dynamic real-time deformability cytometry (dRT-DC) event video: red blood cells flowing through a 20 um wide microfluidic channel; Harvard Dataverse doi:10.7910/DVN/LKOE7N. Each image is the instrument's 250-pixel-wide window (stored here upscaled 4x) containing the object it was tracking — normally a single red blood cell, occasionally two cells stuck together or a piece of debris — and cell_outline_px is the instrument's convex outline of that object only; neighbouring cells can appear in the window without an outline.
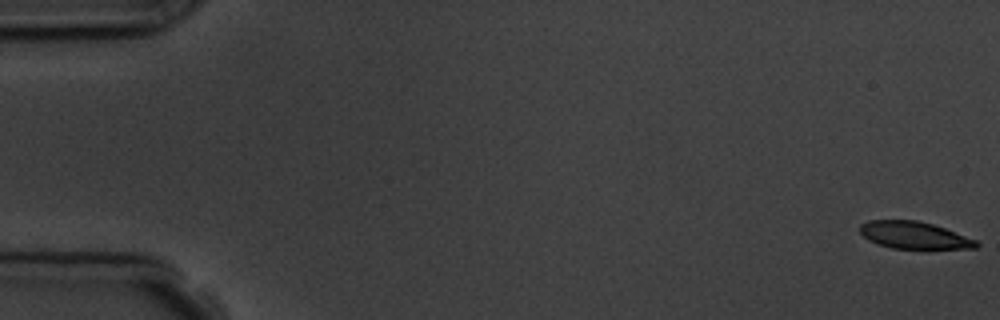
{"species": "common noctule bat (a hibernating species)", "species_latin": "Nyctalus noctula", "temperature_condition": "room temperature", "stored_images_in_passage": 2, "camera_frame_rate_fps": 3000, "um_per_image_px": 0.085, "animal": {"sex": "male", "body_mass_g": 19.5, "forearm_length_mm": 54.6}, "frame": {"image": 1, "passage_image": 2, "time_ms": 1.333, "image_size_px": [1000, 320], "cell_outline_px": [[980, 244], [976, 248], [892, 248], [876, 244], [868, 240], [860, 232], [860, 224], [868, 220], [916, 220], [932, 224], [944, 228], [976, 240]], "centroid_in_image_um": [77.65, 19.99], "position_along_channel_um": 7.3, "area_um2": 18.21}}